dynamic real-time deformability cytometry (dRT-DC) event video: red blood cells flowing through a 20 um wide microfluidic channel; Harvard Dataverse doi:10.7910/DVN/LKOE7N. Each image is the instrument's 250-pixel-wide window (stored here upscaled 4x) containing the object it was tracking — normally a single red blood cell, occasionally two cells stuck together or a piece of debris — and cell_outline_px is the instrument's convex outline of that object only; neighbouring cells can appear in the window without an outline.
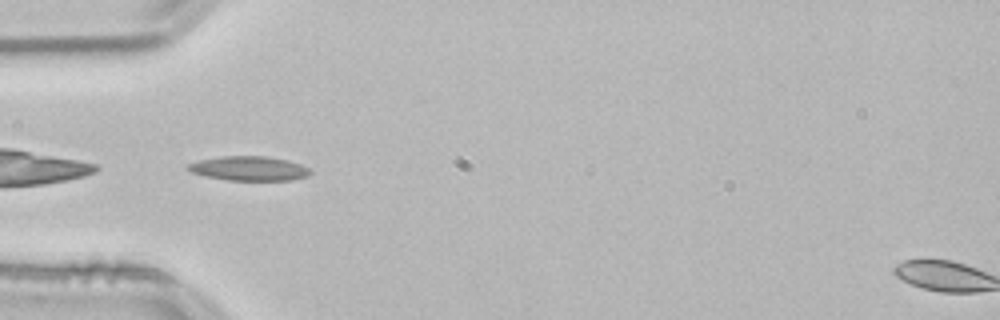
{"species": "common noctule bat (a hibernating species)", "species_latin": "Nyctalus noctula", "temperature_condition": "room temperature", "stored_images_in_passage": 5, "camera_frame_rate_fps": 3000, "um_per_image_px": 0.085, "animal": {"sex": "male", "body_mass_g": 21.5, "forearm_length_mm": 52.0}, "frame": {"image": 1, "passage_image": 1, "time_ms": 0.0, "image_size_px": [1000, 320], "cell_outline_px": [[312, 172], [308, 176], [292, 180], [228, 180], [204, 176], [192, 172], [184, 168], [188, 164], [200, 160], [224, 156], [264, 156], [288, 160], [300, 164], [308, 168]], "centroid_in_image_um": [21.17, 14.32], "position_along_channel_um": 63.8, "area_um2": 17.34}}